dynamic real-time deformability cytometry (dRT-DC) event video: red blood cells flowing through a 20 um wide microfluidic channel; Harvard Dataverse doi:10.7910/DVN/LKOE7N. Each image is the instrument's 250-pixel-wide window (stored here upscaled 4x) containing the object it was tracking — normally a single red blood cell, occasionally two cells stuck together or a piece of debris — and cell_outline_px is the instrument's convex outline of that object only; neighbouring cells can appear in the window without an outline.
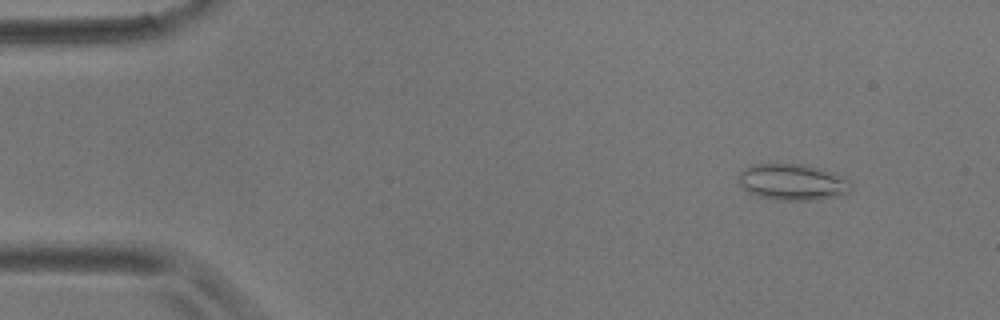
{"species": "common noctule bat (a hibernating species)", "species_latin": "Nyctalus noctula", "temperature_condition": "room temperature", "stored_images_in_passage": 6, "camera_frame_rate_fps": 3000, "um_per_image_px": 0.085, "animal": {"sex": "male", "body_mass_g": 17.9}, "frame": {"image": 1, "passage_image": 2, "time_ms": 1.333, "image_size_px": [1000, 320], "cell_outline_px": [[852, 192], [836, 196], [816, 200], [776, 200], [760, 196], [748, 192], [740, 184], [736, 176], [744, 168], [752, 164], [804, 164], [820, 168], [832, 172], [848, 180], [852, 184]], "centroid_in_image_um": [67.36, 15.47], "position_along_channel_um": 17.6, "area_um2": 23.93}}